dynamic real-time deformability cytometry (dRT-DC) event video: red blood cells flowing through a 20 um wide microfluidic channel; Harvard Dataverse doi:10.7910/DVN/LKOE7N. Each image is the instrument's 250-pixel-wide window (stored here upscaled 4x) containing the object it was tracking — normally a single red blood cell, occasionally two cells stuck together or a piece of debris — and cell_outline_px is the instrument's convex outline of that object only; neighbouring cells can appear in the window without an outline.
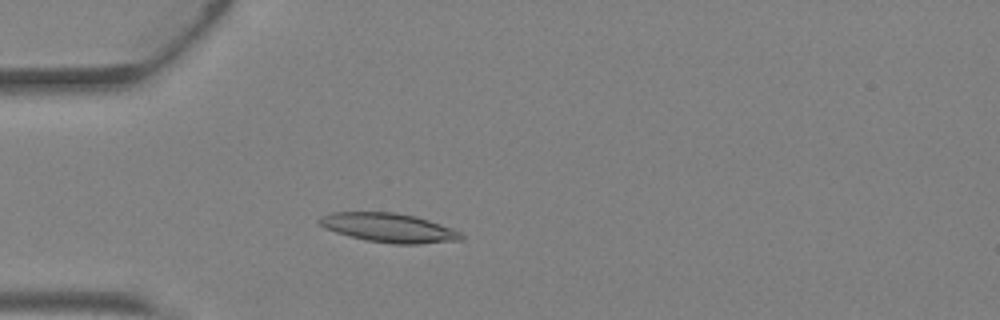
{"species": "Egyptian fruit bat (a non-hibernating species)", "species_latin": "Rousettus aegyptiacus", "temperature_condition": "warm", "stored_images_in_passage": 40, "camera_frame_rate_fps": 3000, "um_per_image_px": 0.085, "animal": {"sex": "female"}, "frame": {"image": 1, "passage_image": 10, "time_ms": 3.0, "image_size_px": [1000, 320], "cell_outline_px": [[464, 240], [420, 244], [392, 244], [364, 240], [336, 232], [324, 228], [316, 220], [320, 216], [332, 212], [396, 212], [416, 216], [452, 228], [460, 232], [464, 236]], "centroid_in_image_um": [33.05, 19.36], "position_along_channel_um": 51.9, "area_um2": 24.28}}
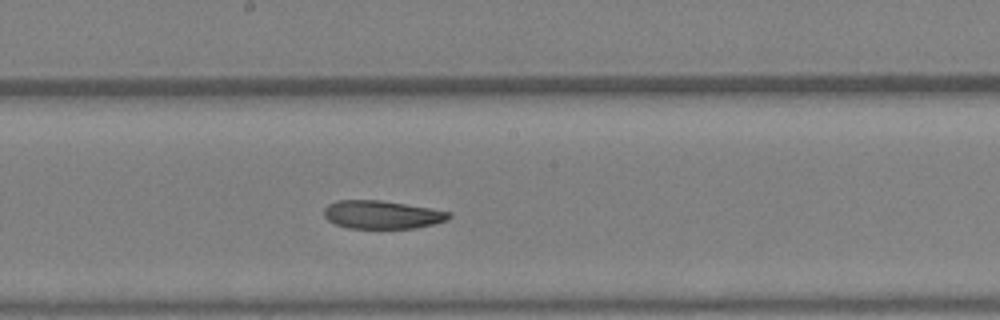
{"frame": {"image": 2, "passage_image": 21, "time_ms": 6.667, "image_size_px": [1000, 320], "cell_outline_px": [[452, 216], [448, 220], [416, 228], [348, 228], [336, 224], [328, 220], [324, 216], [324, 208], [328, 204], [340, 200], [380, 200], [452, 212]], "centroid_in_image_um": [32.47, 18.25], "position_along_channel_um": 215.7, "area_um2": 20.4}}
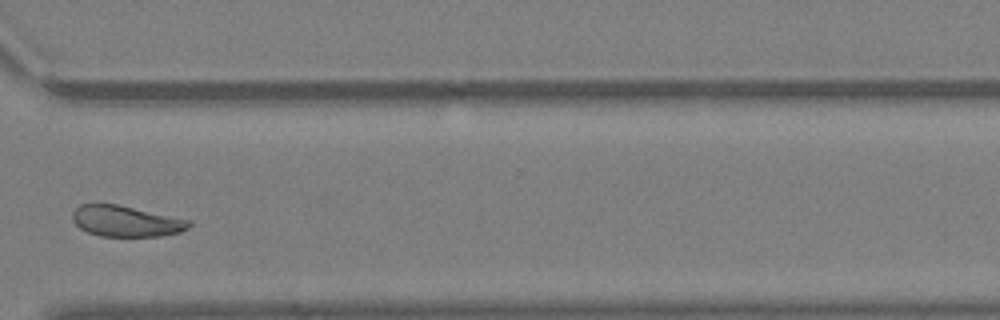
{"frame": {"image": 3, "passage_image": 30, "time_ms": 9.667, "image_size_px": [1000, 320], "cell_outline_px": [[192, 224], [188, 228], [180, 232], [160, 236], [100, 236], [88, 232], [80, 228], [72, 220], [72, 212], [80, 204], [116, 204], [192, 220]], "centroid_in_image_um": [10.72, 18.8], "position_along_channel_um": 359.9, "area_um2": 20.98}, "authors_computed_cell_mechanics": {"area_um2": 22.7443, "velocity_mm_per_s": 4.7987, "shape_relaxation_time_tau1_ms": 10.1251, "shape_relaxation_time_tau2_ms": 2.7021, "deformation_change_tau1": 0.2211, "deformation_change_tau2": 0.0875}}